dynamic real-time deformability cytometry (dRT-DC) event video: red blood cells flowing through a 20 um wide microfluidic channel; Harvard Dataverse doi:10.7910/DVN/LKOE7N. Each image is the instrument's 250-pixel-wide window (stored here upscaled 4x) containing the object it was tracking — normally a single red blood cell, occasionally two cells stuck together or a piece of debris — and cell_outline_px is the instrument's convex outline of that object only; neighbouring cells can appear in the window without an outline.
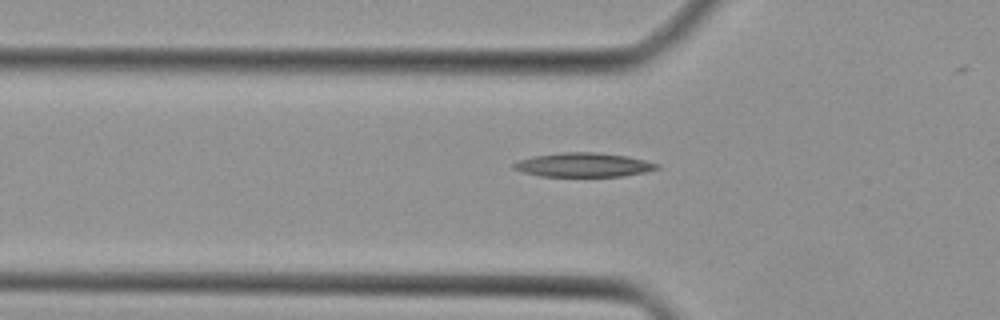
{"species": "Egyptian fruit bat (a non-hibernating species)", "species_latin": "Rousettus aegyptiacus", "temperature_condition": "cold", "stored_images_in_passage": 29, "camera_frame_rate_fps": 3000, "um_per_image_px": 0.085, "animal": {"sex": "female"}, "frame": {"image": 1, "passage_image": 7, "time_ms": 2.0, "image_size_px": [1000, 320], "cell_outline_px": [[660, 168], [644, 172], [624, 176], [540, 176], [524, 172], [512, 168], [512, 164], [520, 160], [532, 156], [560, 152], [596, 152], [628, 156], [660, 164]], "centroid_in_image_um": [49.6, 14.01], "position_along_channel_um": 76.2, "area_um2": 20.11}}
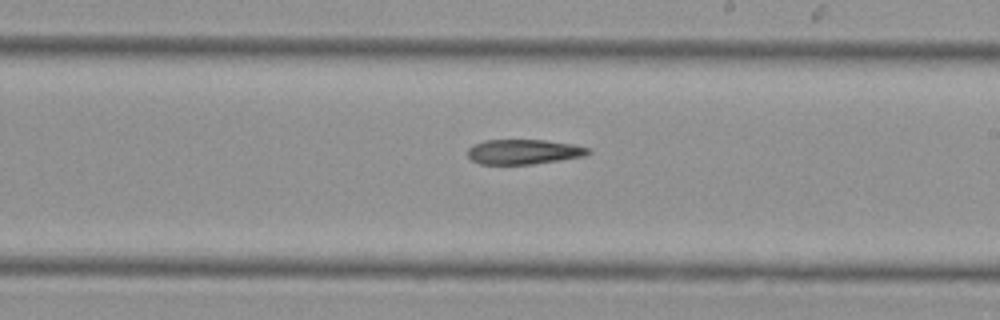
{"frame": {"image": 2, "passage_image": 18, "time_ms": 5.667, "image_size_px": [1000, 320], "cell_outline_px": [[592, 152], [584, 156], [560, 160], [532, 164], [480, 164], [472, 160], [468, 156], [468, 148], [472, 144], [484, 140], [544, 140], [572, 144], [588, 148]], "centroid_in_image_um": [44.48, 12.9], "position_along_channel_um": 244.5, "area_um2": 17.46}}
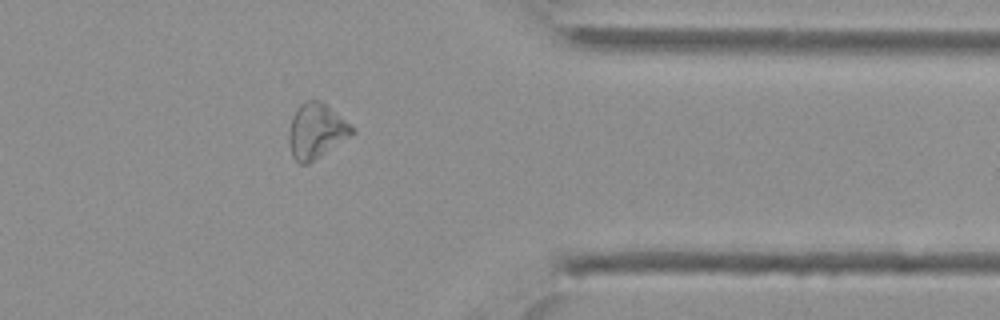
{"frame": {"image": 3, "passage_image": 28, "time_ms": 9.0, "image_size_px": [1000, 320], "cell_outline_px": [[356, 132], [308, 164], [300, 164], [292, 156], [288, 144], [288, 136], [292, 116], [300, 104], [308, 100], [320, 100], [356, 128]], "centroid_in_image_um": [26.87, 11.14], "position_along_channel_um": 384.5, "area_um2": 20.17}}